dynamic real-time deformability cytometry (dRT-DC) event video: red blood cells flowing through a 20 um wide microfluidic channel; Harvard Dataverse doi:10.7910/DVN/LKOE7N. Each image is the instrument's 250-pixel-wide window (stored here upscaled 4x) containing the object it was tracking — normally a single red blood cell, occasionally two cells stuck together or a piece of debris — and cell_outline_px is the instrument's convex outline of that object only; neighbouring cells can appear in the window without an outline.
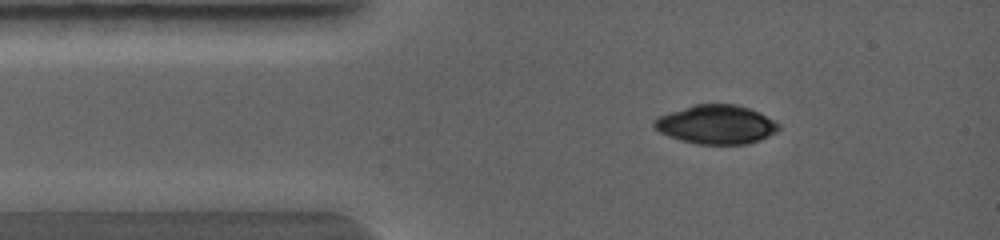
{"species": "common noctule bat (a hibernating species)", "species_latin": "Nyctalus noctula", "temperature_condition": "warm", "stored_images_in_passage": 37, "camera_frame_rate_fps": 5000, "um_per_image_px": 0.085, "animal": {"sex": "female", "body_mass_g": 19.0, "forearm_length_mm": 56.7}, "frame": {"image": 1, "passage_image": 1, "time_ms": 0.0, "image_size_px": [1000, 240], "cell_outline_px": [[780, 128], [776, 132], [760, 140], [748, 144], [696, 144], [680, 140], [668, 136], [660, 132], [652, 124], [652, 120], [668, 112], [696, 104], [736, 104], [748, 108], [780, 124]], "centroid_in_image_um": [60.85, 10.59], "position_along_channel_um": 24.2, "area_um2": 28.09}}
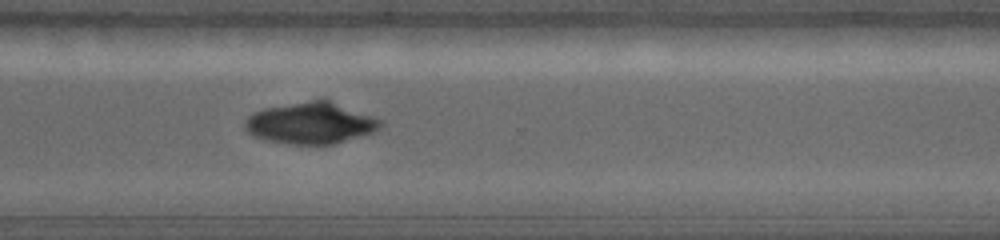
{"frame": {"image": 2, "passage_image": 31, "time_ms": 5.2, "image_size_px": [1000, 240], "cell_outline_px": [[384, 124], [376, 132], [332, 144], [292, 144], [268, 140], [252, 136], [244, 128], [244, 124], [248, 116], [252, 112], [264, 108], [312, 100], [328, 100], [384, 120]], "centroid_in_image_um": [26.43, 10.47], "position_along_channel_um": 344.2, "area_um2": 32.66}}
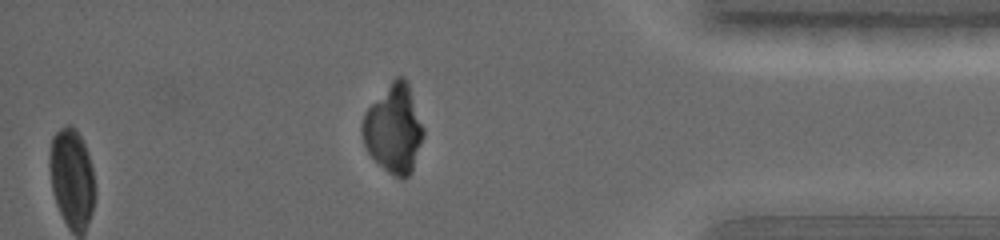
{"frame": {"image": 3, "passage_image": 37, "time_ms": 6.4, "image_size_px": [1000, 240], "cell_outline_px": [[424, 136], [412, 172], [408, 176], [396, 176], [388, 172], [368, 152], [364, 144], [360, 132], [360, 128], [364, 112], [392, 80], [396, 76], [404, 76], [408, 80], [424, 128]], "centroid_in_image_um": [33.48, 10.91], "position_along_channel_um": 401.7, "area_um2": 31.56}}